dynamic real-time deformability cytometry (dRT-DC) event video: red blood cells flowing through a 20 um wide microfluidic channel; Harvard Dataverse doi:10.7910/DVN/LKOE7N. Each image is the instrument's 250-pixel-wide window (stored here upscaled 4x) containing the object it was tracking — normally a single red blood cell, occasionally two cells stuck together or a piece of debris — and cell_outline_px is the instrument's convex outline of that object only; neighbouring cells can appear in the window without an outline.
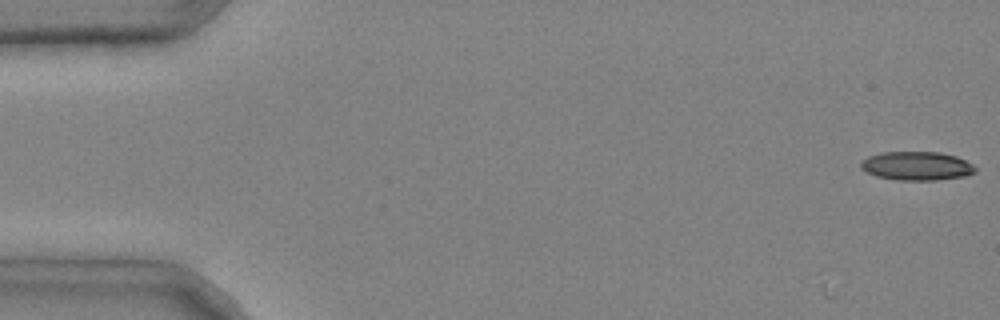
{"species": "common noctule bat (a hibernating species)", "species_latin": "Nyctalus noctula", "temperature_condition": "cold", "stored_images_in_passage": 7, "camera_frame_rate_fps": 3000, "um_per_image_px": 0.085, "animal": {"sex": "male", "body_mass_g": 20.4}, "frame": {"image": 1, "passage_image": 1, "time_ms": 0.0, "image_size_px": [1000, 320], "cell_outline_px": [[976, 172], [968, 176], [936, 180], [896, 180], [876, 176], [860, 168], [860, 164], [868, 156], [884, 152], [940, 152], [956, 156], [972, 164], [976, 168]], "centroid_in_image_um": [77.95, 14.11], "position_along_channel_um": 7.0, "area_um2": 19.19}}
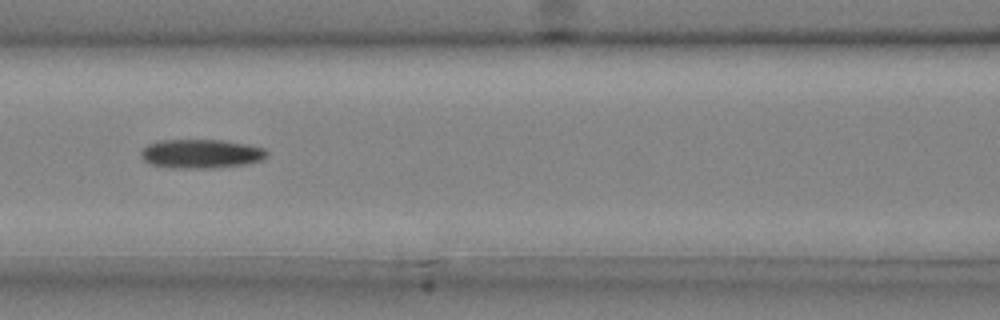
{"frame": {"image": 2, "passage_image": 6, "time_ms": 1.667, "image_size_px": [1000, 320], "cell_outline_px": [[268, 156], [264, 160], [244, 164], [216, 168], [172, 168], [148, 164], [140, 156], [140, 152], [148, 144], [160, 140], [220, 140], [248, 144], [264, 148], [268, 152]], "centroid_in_image_um": [17.1, 13.07], "position_along_channel_um": 149.5, "area_um2": 21.5}}
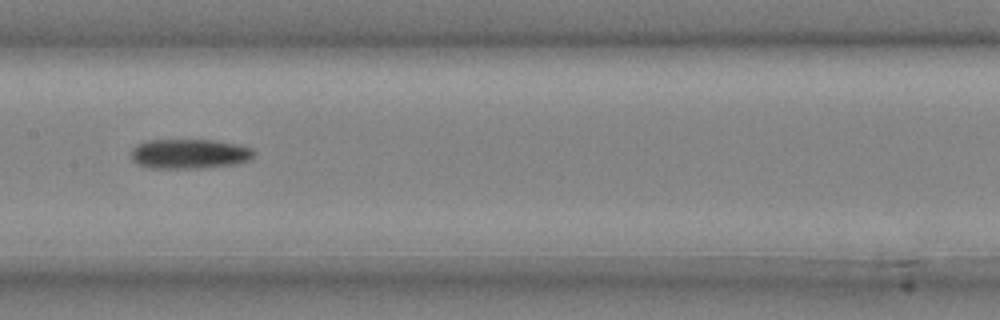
{"frame": {"image": 3, "passage_image": 7, "time_ms": 2.0, "image_size_px": [1000, 320], "cell_outline_px": [[256, 152], [248, 160], [236, 164], [196, 168], [152, 168], [140, 164], [132, 160], [132, 148], [136, 144], [148, 140], [216, 140], [240, 144], [252, 148]], "centroid_in_image_um": [16.12, 13.06], "position_along_channel_um": 191.3, "area_um2": 21.27}}